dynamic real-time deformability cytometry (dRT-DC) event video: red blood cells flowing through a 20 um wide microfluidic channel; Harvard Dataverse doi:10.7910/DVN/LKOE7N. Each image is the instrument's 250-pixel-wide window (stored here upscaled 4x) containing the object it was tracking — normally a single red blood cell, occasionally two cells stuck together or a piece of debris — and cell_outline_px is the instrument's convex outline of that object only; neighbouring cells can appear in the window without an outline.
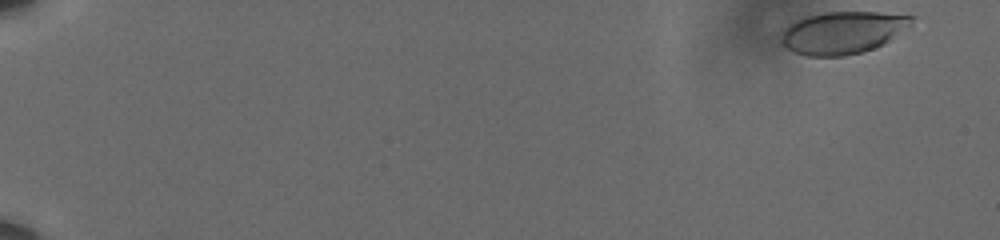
{"species": "human", "species_latin": "Homo sapiens", "temperature_condition": "cold", "stored_images_in_passage": 58, "camera_frame_rate_fps": 3000, "um_per_image_px": 0.085, "donor": {"sex": "male"}, "frame": {"image": 1, "passage_image": 1, "time_ms": 0.0, "image_size_px": [1000, 240], "cell_outline_px": [[916, 16], [912, 24], [884, 44], [876, 48], [864, 52], [844, 56], [808, 56], [792, 52], [780, 40], [780, 32], [788, 24], [796, 20], [808, 16], [824, 12], [880, 12]], "centroid_in_image_um": [71.63, 2.77], "position_along_channel_um": 13.4, "area_um2": 32.48}}
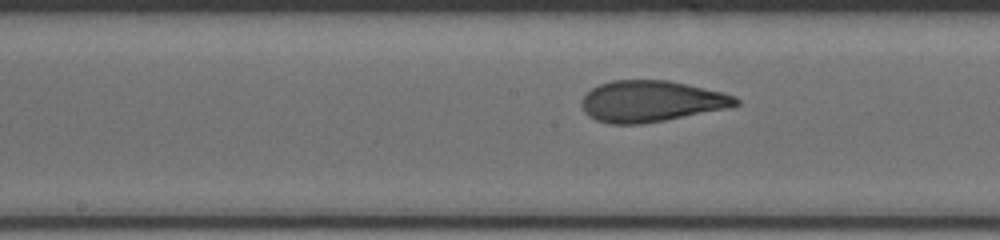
{"frame": {"image": 2, "passage_image": 32, "time_ms": 10.333, "image_size_px": [1000, 240], "cell_outline_px": [[740, 104], [732, 108], [664, 120], [640, 124], [612, 124], [596, 120], [588, 116], [584, 112], [580, 104], [580, 100], [592, 88], [600, 84], [612, 80], [668, 80], [720, 92], [736, 96], [740, 100]], "centroid_in_image_um": [55.35, 8.61], "position_along_channel_um": 192.9, "area_um2": 37.11}}
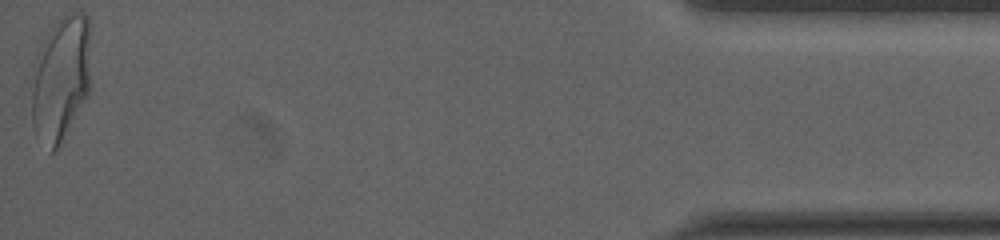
{"frame": {"image": 3, "passage_image": 58, "time_ms": 19.0, "image_size_px": [1000, 240], "cell_outline_px": [[88, 96], [56, 148], [52, 152], [48, 152], [36, 136], [32, 124], [32, 68], [36, 56], [48, 32], [56, 20], [68, 12], [80, 12], [88, 16]], "centroid_in_image_um": [5.12, 6.68], "position_along_channel_um": 430.1, "area_um2": 42.83}, "authors_computed_cell_mechanics": {"area_um2": 36.1539, "velocity_mm_per_s": 3.5996, "shape_relaxation_time_tau1_ms": 5.5479, "shape_relaxation_time_tau2_ms": 0.9067, "deformation_change_tau1": 0.1991, "deformation_change_tau2": 0.0811}}